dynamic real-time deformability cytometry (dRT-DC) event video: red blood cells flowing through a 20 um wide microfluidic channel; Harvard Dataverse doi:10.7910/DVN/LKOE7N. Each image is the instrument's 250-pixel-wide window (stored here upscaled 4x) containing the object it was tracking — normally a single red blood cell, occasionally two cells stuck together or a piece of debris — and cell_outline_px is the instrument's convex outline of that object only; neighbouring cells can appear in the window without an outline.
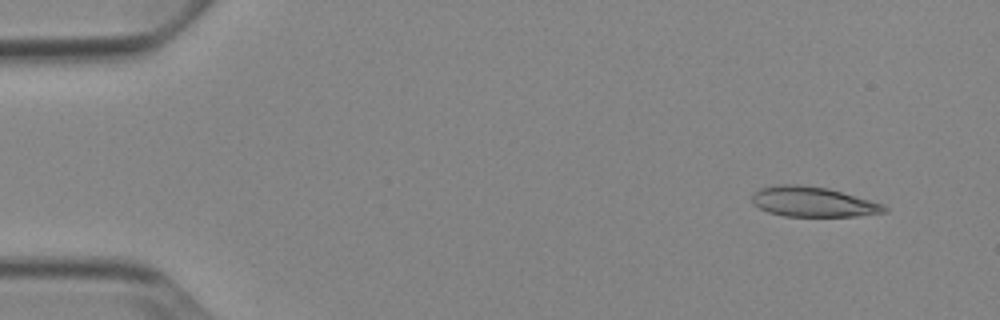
{"species": "Egyptian fruit bat (a non-hibernating species)", "species_latin": "Rousettus aegyptiacus", "temperature_condition": "cold", "stored_images_in_passage": 50, "camera_frame_rate_fps": 3000, "um_per_image_px": 0.085, "animal": {"sex": "female"}, "frame": {"image": 1, "passage_image": 2, "time_ms": 0.333, "image_size_px": [1000, 320], "cell_outline_px": [[888, 212], [856, 216], [784, 216], [768, 212], [752, 204], [752, 192], [760, 188], [780, 184], [800, 184], [828, 188], [884, 204], [888, 208]], "centroid_in_image_um": [69.09, 17.15], "position_along_channel_um": 15.9, "area_um2": 23.29}}
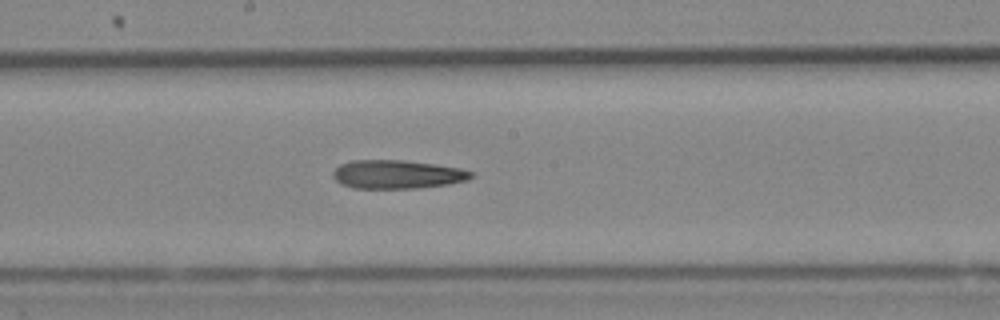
{"frame": {"image": 2, "passage_image": 26, "time_ms": 8.333, "image_size_px": [1000, 320], "cell_outline_px": [[472, 176], [468, 180], [448, 184], [416, 188], [352, 188], [340, 184], [332, 176], [332, 172], [340, 164], [352, 160], [404, 160], [460, 168], [472, 172]], "centroid_in_image_um": [33.71, 14.82], "position_along_channel_um": 214.5, "area_um2": 22.95}}
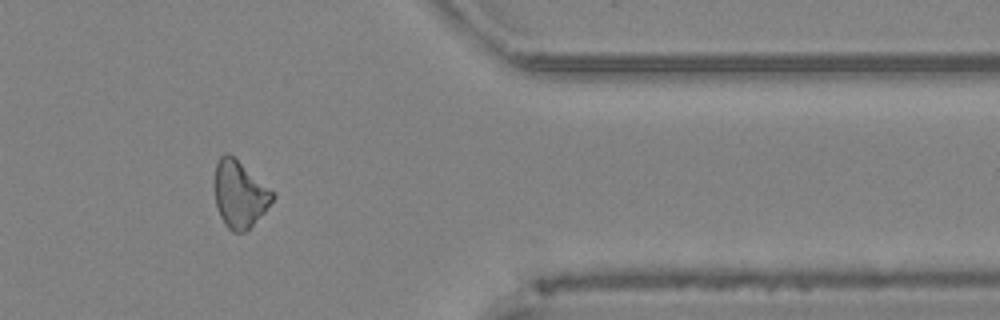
{"frame": {"image": 3, "passage_image": 41, "time_ms": 13.333, "image_size_px": [1000, 320], "cell_outline_px": [[276, 196], [264, 212], [244, 232], [232, 232], [224, 224], [220, 216], [216, 204], [216, 164], [220, 156], [224, 152], [228, 152], [276, 192]], "centroid_in_image_um": [20.4, 16.5], "position_along_channel_um": 391.0, "area_um2": 22.37}, "authors_computed_cell_mechanics": {"area_um2": 23.2645, "velocity_mm_per_s": 3.8947, "shape_relaxation_time_tau1_ms": 5.7499, "shape_relaxation_time_tau2_ms": null, "deformation_change_tau1": 0.1556, "deformation_change_tau2": null}}